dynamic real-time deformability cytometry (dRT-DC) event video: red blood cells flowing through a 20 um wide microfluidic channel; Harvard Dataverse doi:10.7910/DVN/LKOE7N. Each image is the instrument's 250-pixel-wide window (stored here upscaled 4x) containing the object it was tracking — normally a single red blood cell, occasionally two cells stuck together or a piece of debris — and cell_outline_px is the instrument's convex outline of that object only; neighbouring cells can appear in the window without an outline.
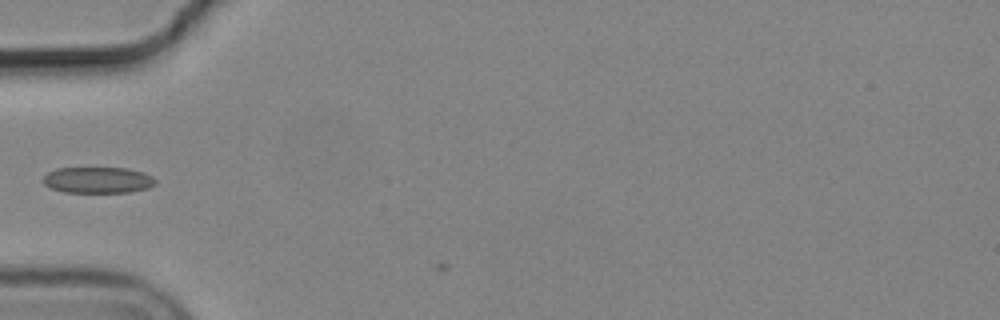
{"species": "common noctule bat (a hibernating species)", "species_latin": "Nyctalus noctula", "temperature_condition": "cold", "stored_images_in_passage": 4, "camera_frame_rate_fps": 3000, "um_per_image_px": 0.085, "animal": {"sex": "male", "body_mass_g": 19.2, "forearm_length_mm": 51.8}, "frame": {"image": 1, "passage_image": 3, "time_ms": 0.667, "image_size_px": [1000, 320], "cell_outline_px": [[156, 184], [148, 188], [132, 192], [64, 192], [52, 188], [44, 184], [40, 180], [48, 172], [56, 168], [128, 168], [144, 172], [152, 176], [156, 180]], "centroid_in_image_um": [8.33, 15.3], "position_along_channel_um": 76.7, "area_um2": 17.28}}